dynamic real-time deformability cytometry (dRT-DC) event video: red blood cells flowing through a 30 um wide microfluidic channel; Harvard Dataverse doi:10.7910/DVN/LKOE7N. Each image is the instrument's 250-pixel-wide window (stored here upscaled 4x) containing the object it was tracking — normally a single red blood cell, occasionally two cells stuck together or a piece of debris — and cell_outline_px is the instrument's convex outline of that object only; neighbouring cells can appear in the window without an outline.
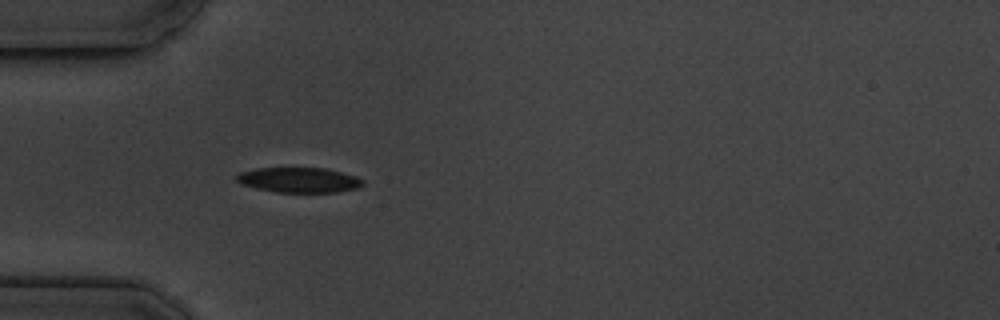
{"species": "common noctule bat (a hibernating species)", "species_latin": "Nyctalus noctula", "temperature_condition": "cold", "stored_images_in_passage": 5, "camera_frame_rate_fps": 3000, "um_per_image_px": 0.085, "animal": {"sex": "male", "body_mass_g": 19.5, "forearm_length_mm": 54.6}, "frame": {"image": 1, "passage_image": 4, "time_ms": 3.333, "image_size_px": [1000, 320], "cell_outline_px": [[364, 184], [360, 188], [336, 192], [276, 192], [256, 188], [240, 184], [236, 180], [236, 176], [240, 172], [256, 168], [324, 168], [356, 176], [364, 180]], "centroid_in_image_um": [25.42, 15.3], "position_along_channel_um": 59.6, "area_um2": 18.5}}